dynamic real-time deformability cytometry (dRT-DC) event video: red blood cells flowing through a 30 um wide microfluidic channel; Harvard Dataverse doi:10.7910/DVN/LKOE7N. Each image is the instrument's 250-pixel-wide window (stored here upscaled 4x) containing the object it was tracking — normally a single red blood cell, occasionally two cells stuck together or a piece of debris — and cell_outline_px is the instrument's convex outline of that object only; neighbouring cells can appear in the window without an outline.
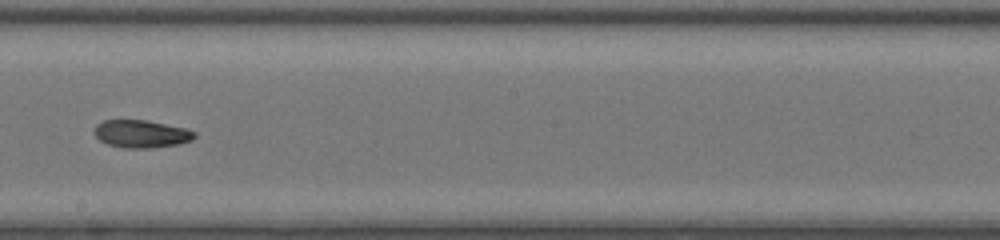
{"species": "common noctule bat (a hibernating species)", "species_latin": "Nyctalus noctula", "temperature_condition": "room temperature", "stored_images_in_passage": 35, "camera_frame_rate_fps": 3000, "um_per_image_px": 0.085, "animal": {"sex": "female", "body_mass_g": 20.0, "forearm_length_mm": 54.0}, "frame": {"image": 1, "passage_image": 16, "time_ms": 5.0, "image_size_px": [1000, 240], "cell_outline_px": [[196, 136], [192, 140], [180, 144], [152, 148], [124, 148], [108, 144], [100, 140], [92, 132], [96, 124], [104, 120], [148, 120], [184, 128], [196, 132]], "centroid_in_image_um": [12.0, 11.38], "position_along_channel_um": 236.2, "area_um2": 16.3}}
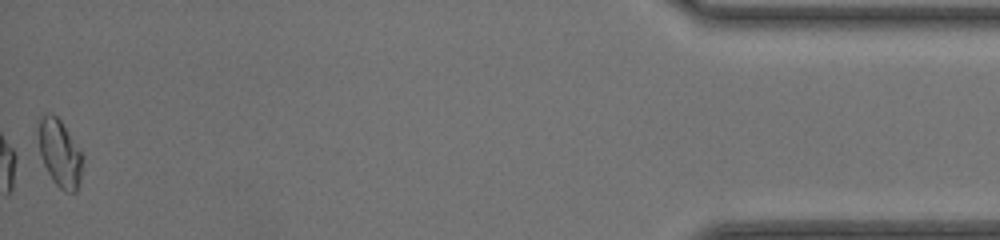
{"frame": {"image": 2, "passage_image": 35, "time_ms": 11.333, "image_size_px": [1000, 240], "cell_outline_px": [[84, 160], [80, 180], [76, 192], [64, 192], [52, 180], [44, 164], [40, 152], [36, 132], [36, 116], [48, 112], [52, 112], [60, 120], [80, 152]], "centroid_in_image_um": [5.02, 12.96], "position_along_channel_um": 430.2, "area_um2": 17.69}, "authors_computed_cell_mechanics": {"area_um2": 16.7042, "velocity_mm_per_s": 4.2754, "shape_relaxation_time_tau1_ms": 5.4141, "shape_relaxation_time_tau2_ms": 4.5341, "deformation_change_tau1": 0.1741, "deformation_change_tau2": 0.0913}}